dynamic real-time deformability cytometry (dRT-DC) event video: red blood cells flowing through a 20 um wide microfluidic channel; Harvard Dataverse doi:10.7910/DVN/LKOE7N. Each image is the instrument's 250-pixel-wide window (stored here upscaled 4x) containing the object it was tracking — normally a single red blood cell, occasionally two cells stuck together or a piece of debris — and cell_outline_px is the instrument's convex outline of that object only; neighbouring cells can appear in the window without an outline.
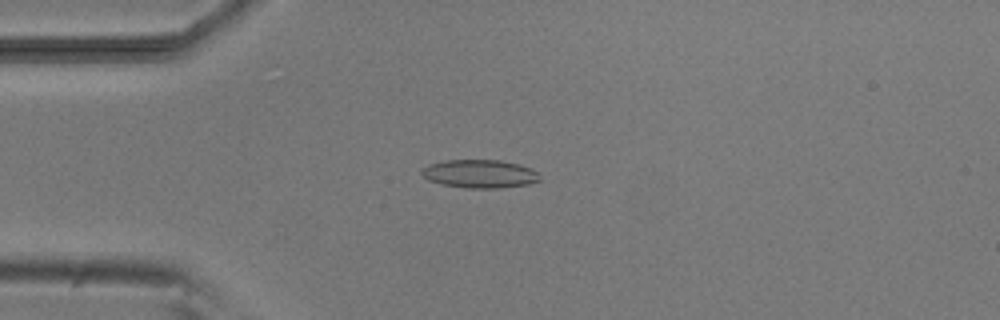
{"species": "common noctule bat (a hibernating species)", "species_latin": "Nyctalus noctula", "temperature_condition": "room temperature", "stored_images_in_passage": 6, "camera_frame_rate_fps": 3000, "um_per_image_px": 0.085, "animal": {"sex": "male", "body_mass_g": 20.5, "forearm_length_mm": 52.5}, "frame": {"image": 1, "passage_image": 3, "time_ms": 2.333, "image_size_px": [1000, 320], "cell_outline_px": [[540, 180], [528, 184], [500, 188], [468, 188], [440, 184], [428, 180], [420, 172], [428, 164], [444, 160], [500, 160], [520, 164], [532, 168], [536, 172]], "centroid_in_image_um": [40.77, 14.77], "position_along_channel_um": 44.2, "area_um2": 19.48}}
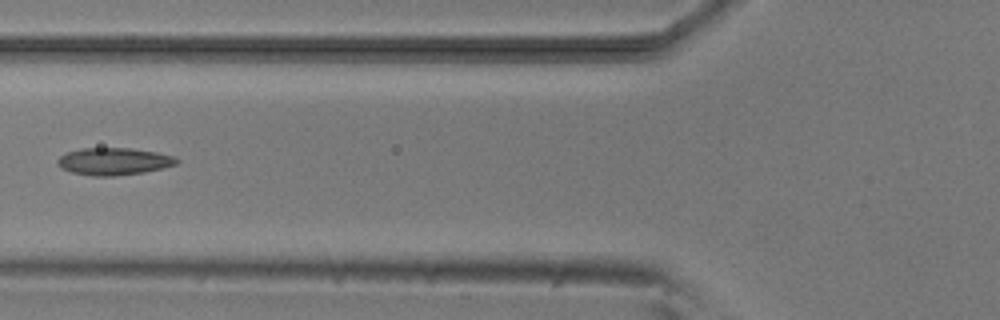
{"frame": {"image": 2, "passage_image": 5, "time_ms": 4.667, "image_size_px": [1000, 320], "cell_outline_px": [[180, 160], [176, 164], [144, 172], [116, 176], [92, 176], [72, 172], [60, 168], [56, 164], [56, 160], [60, 156], [68, 152], [80, 148], [132, 148], [156, 152], [176, 156]], "centroid_in_image_um": [9.66, 13.71], "position_along_channel_um": 116.1, "area_um2": 19.02}}
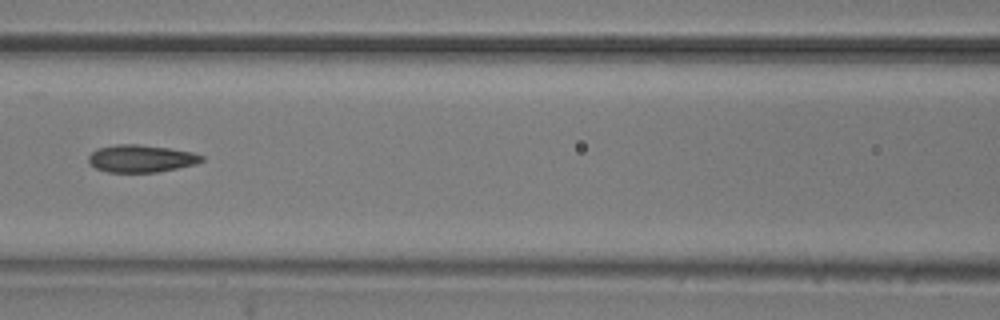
{"frame": {"image": 3, "passage_image": 6, "time_ms": 5.667, "image_size_px": [1000, 320], "cell_outline_px": [[204, 160], [196, 164], [156, 172], [108, 172], [96, 168], [88, 164], [88, 156], [96, 148], [116, 144], [140, 144], [168, 148], [192, 152], [204, 156]], "centroid_in_image_um": [11.96, 13.47], "position_along_channel_um": 154.6, "area_um2": 18.15}}